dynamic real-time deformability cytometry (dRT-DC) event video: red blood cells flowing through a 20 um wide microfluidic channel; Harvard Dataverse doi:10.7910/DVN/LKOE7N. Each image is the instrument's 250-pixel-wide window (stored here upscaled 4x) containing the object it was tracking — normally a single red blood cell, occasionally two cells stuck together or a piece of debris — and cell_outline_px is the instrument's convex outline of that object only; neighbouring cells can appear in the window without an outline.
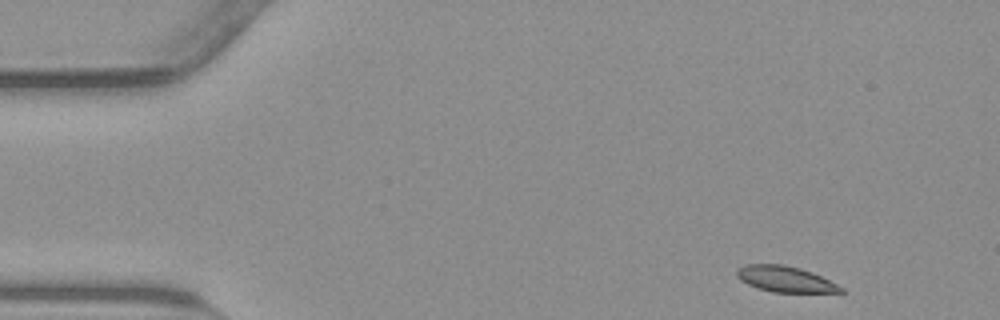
{"species": "common noctule bat (a hibernating species)", "species_latin": "Nyctalus noctula", "temperature_condition": "warm", "stored_images_in_passage": 51, "segment_of_instrument_passage": [1, 2], "camera_frame_rate_fps": 3000, "um_per_image_px": 0.085, "animal": {"sex": "male", "body_mass_g": 23.1, "forearm_length_mm": 52.7}, "frame": {"image": 1, "passage_image": 1, "time_ms": 0.0, "image_size_px": [1000, 320], "cell_outline_px": [[844, 292], [772, 292], [756, 288], [740, 280], [736, 276], [736, 272], [740, 268], [748, 264], [780, 264], [800, 268], [812, 272], [844, 288]], "centroid_in_image_um": [66.72, 23.73], "position_along_channel_um": 18.3, "area_um2": 15.49}}
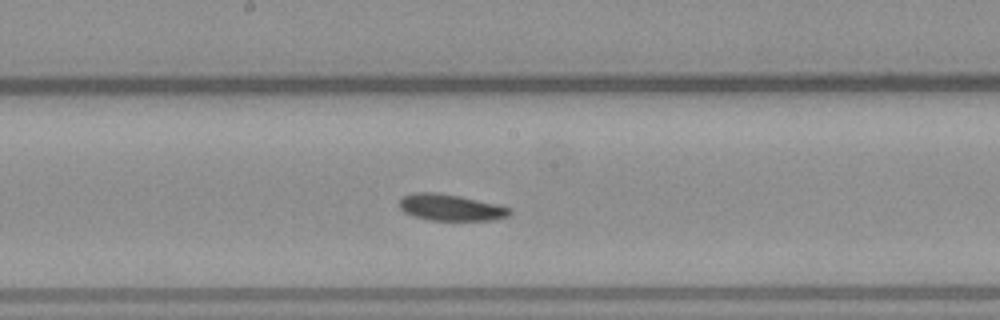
{"frame": {"image": 2, "passage_image": 24, "time_ms": 7.667, "image_size_px": [1000, 320], "cell_outline_px": [[512, 212], [508, 216], [492, 220], [432, 220], [412, 216], [404, 212], [400, 208], [400, 200], [404, 196], [412, 192], [436, 192], [460, 196], [496, 204], [512, 208]], "centroid_in_image_um": [38.31, 17.63], "position_along_channel_um": 209.9, "area_um2": 16.99}}
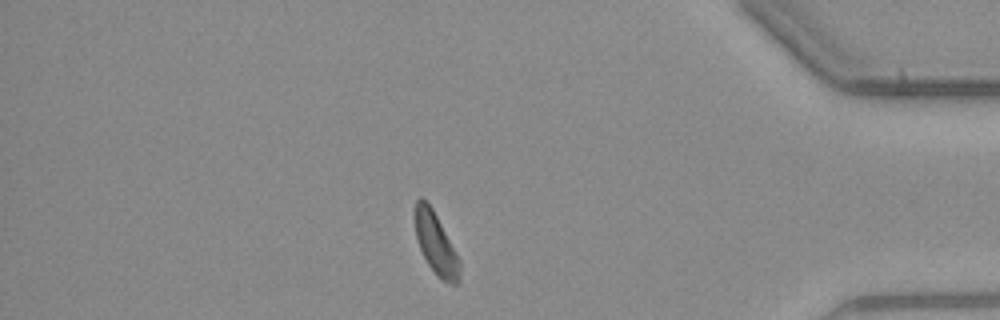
{"frame": {"image": 3, "passage_image": 42, "time_ms": 13.667, "image_size_px": [1000, 320], "cell_outline_px": [[460, 280], [456, 284], [452, 284], [436, 276], [428, 264], [420, 248], [416, 236], [416, 200], [420, 196], [432, 208], [460, 260]], "centroid_in_image_um": [37.07, 20.76], "position_along_channel_um": 398.1, "area_um2": 15.55}}